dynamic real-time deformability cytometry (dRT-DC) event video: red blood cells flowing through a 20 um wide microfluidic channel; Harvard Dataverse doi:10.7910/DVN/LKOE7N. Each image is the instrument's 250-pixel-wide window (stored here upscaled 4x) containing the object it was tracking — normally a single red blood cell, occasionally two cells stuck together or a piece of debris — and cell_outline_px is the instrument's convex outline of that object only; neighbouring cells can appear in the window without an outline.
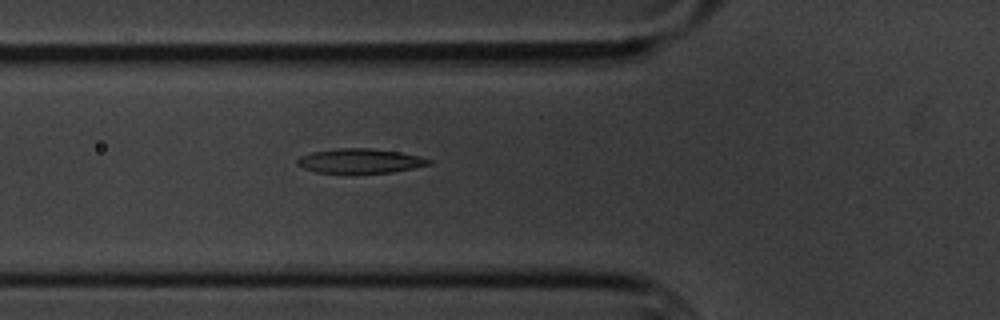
{"species": "common noctule bat (a hibernating species)", "species_latin": "Nyctalus noctula", "temperature_condition": "cold", "stored_images_in_passage": 6, "camera_frame_rate_fps": 3000, "um_per_image_px": 0.085, "animal": {"sex": "male", "body_mass_g": 20.1, "forearm_length_mm": 53.5}, "frame": {"image": 1, "passage_image": 6, "time_ms": 5.667, "image_size_px": [1000, 320], "cell_outline_px": [[432, 164], [392, 172], [356, 176], [316, 172], [304, 168], [296, 164], [296, 160], [300, 156], [312, 152], [336, 148], [372, 148], [400, 152], [420, 156], [432, 160]], "centroid_in_image_um": [30.59, 13.72], "position_along_channel_um": 95.2, "area_um2": 19.71}}